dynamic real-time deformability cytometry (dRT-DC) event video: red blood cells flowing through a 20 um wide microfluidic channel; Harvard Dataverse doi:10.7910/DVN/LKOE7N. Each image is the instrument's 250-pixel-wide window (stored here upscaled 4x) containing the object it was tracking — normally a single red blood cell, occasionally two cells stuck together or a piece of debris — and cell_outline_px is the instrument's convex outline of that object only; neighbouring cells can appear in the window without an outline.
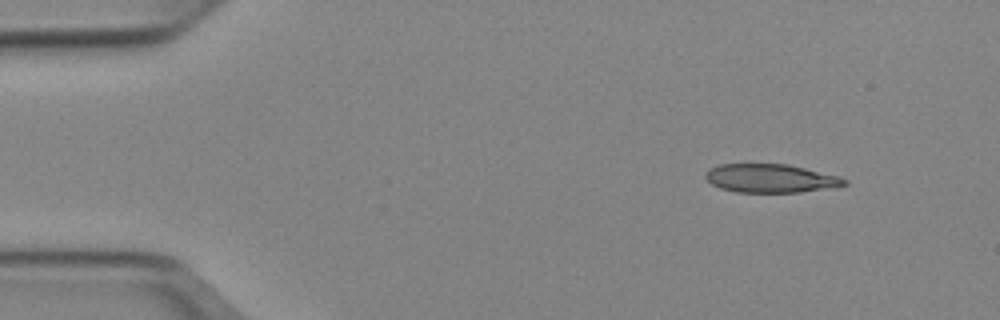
{"species": "Egyptian fruit bat (a non-hibernating species)", "species_latin": "Rousettus aegyptiacus", "temperature_condition": "cold", "stored_images_in_passage": 46, "camera_frame_rate_fps": 3000, "um_per_image_px": 0.085, "animal": {"sex": "female"}, "frame": {"image": 1, "passage_image": 1, "time_ms": 0.0, "image_size_px": [1000, 320], "cell_outline_px": [[848, 184], [836, 188], [800, 192], [736, 192], [720, 188], [712, 184], [704, 176], [704, 172], [708, 168], [720, 164], [788, 164], [840, 176], [848, 180]], "centroid_in_image_um": [65.54, 15.16], "position_along_channel_um": 19.5, "area_um2": 23.41}}
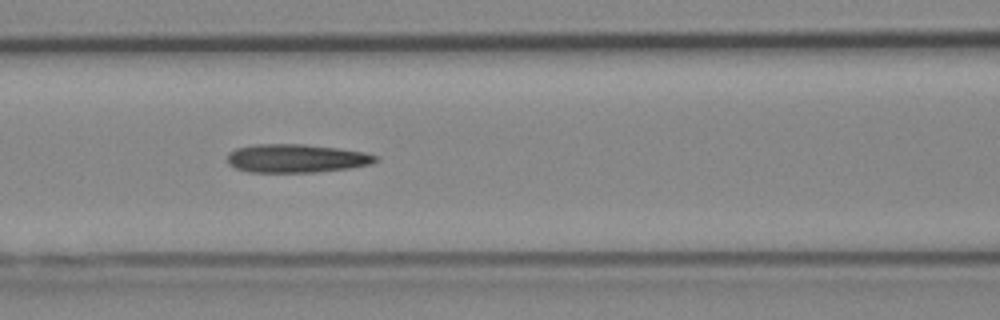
{"frame": {"image": 2, "passage_image": 17, "time_ms": 5.333, "image_size_px": [1000, 320], "cell_outline_px": [[380, 160], [372, 164], [352, 168], [316, 172], [248, 172], [236, 168], [228, 164], [228, 152], [236, 148], [256, 144], [304, 144], [336, 148], [364, 152], [380, 156]], "centroid_in_image_um": [25.22, 13.46], "position_along_channel_um": 141.4, "area_um2": 24.8}}
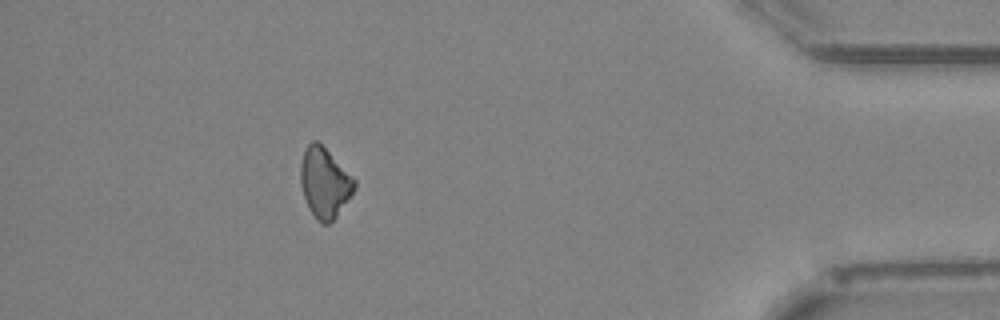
{"frame": {"image": 3, "passage_image": 41, "time_ms": 13.333, "image_size_px": [1000, 320], "cell_outline_px": [[356, 188], [336, 216], [328, 224], [320, 224], [316, 220], [308, 208], [300, 184], [300, 164], [304, 148], [312, 140], [316, 140], [356, 180]], "centroid_in_image_um": [27.56, 15.55], "position_along_channel_um": 407.6, "area_um2": 21.85}, "authors_computed_cell_mechanics": {"area_um2": 23.8425, "velocity_mm_per_s": 3.951, "shape_relaxation_time_tau1_ms": 9.8684, "shape_relaxation_time_tau2_ms": null, "deformation_change_tau1": 0.1767, "deformation_change_tau2": null}}